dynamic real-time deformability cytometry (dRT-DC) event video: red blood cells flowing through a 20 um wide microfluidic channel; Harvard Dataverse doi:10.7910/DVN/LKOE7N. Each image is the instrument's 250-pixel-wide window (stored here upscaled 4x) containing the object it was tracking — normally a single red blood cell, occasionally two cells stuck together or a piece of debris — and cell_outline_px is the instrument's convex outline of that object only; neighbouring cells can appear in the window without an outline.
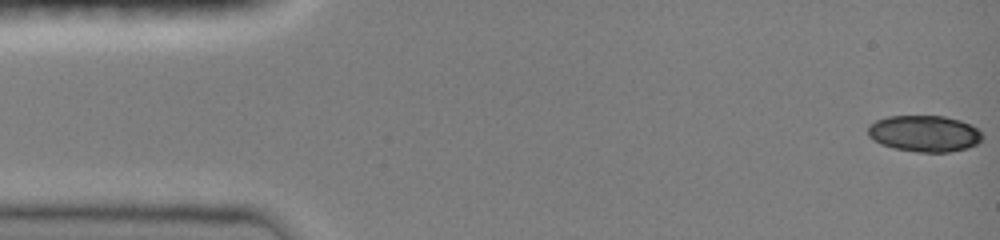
{"species": "common noctule bat (a hibernating species)", "species_latin": "Nyctalus noctula", "temperature_condition": "room temperature", "stored_images_in_passage": 47, "camera_frame_rate_fps": 3000, "um_per_image_px": 0.085, "animal": {"sex": "female", "body_mass_g": 19.0, "forearm_length_mm": 51.5}, "frame": {"image": 1, "passage_image": 1, "time_ms": 0.0, "image_size_px": [1000, 240], "cell_outline_px": [[984, 136], [976, 144], [968, 148], [948, 152], [916, 152], [892, 148], [880, 144], [872, 140], [868, 136], [868, 128], [876, 120], [888, 116], [944, 116], [960, 120], [976, 128]], "centroid_in_image_um": [78.55, 11.36], "position_along_channel_um": 6.5, "area_um2": 24.28}}
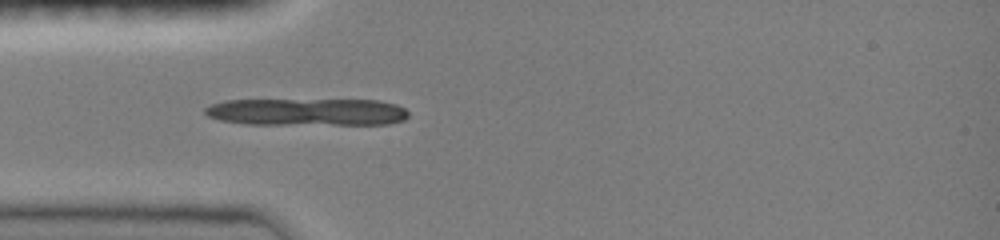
{"frame": {"image": 2, "passage_image": 14, "time_ms": 4.333, "image_size_px": [1000, 240], "cell_outline_px": [[408, 116], [404, 120], [388, 124], [244, 124], [220, 120], [208, 116], [204, 112], [204, 108], [212, 104], [224, 100], [380, 100], [396, 104], [404, 108], [408, 112]], "centroid_in_image_um": [26.1, 9.52], "position_along_channel_um": 58.9, "area_um2": 32.43}}